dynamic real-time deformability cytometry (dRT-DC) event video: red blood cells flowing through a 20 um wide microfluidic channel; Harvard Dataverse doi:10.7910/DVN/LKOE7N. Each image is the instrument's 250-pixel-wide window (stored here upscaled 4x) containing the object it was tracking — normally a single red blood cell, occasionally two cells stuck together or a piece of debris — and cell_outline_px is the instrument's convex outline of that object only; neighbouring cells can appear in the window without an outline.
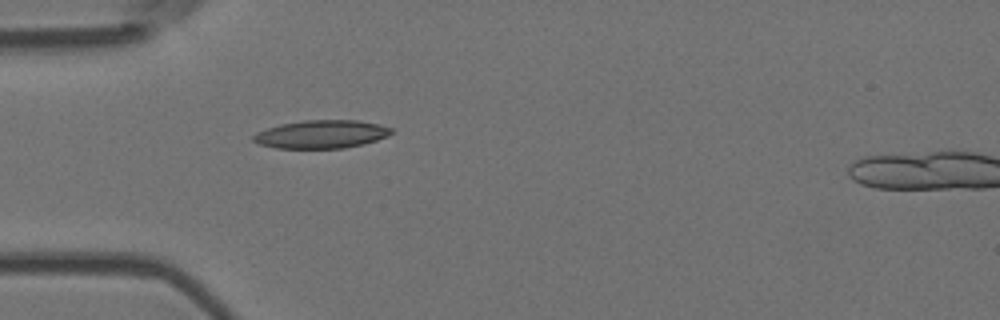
{"species": "Egyptian fruit bat (a non-hibernating species)", "species_latin": "Rousettus aegyptiacus", "temperature_condition": "room temperature", "stored_images_in_passage": 2, "camera_frame_rate_fps": 3000, "um_per_image_px": 0.085, "animal": {"sex": "female"}, "frame": {"image": 1, "passage_image": 1, "time_ms": 0.0, "image_size_px": [1000, 320], "cell_outline_px": [[392, 132], [388, 136], [364, 144], [344, 148], [276, 148], [260, 144], [252, 140], [252, 136], [256, 132], [280, 124], [304, 120], [356, 120], [380, 124], [392, 128]], "centroid_in_image_um": [27.32, 11.41], "position_along_channel_um": 57.7, "area_um2": 22.66}}